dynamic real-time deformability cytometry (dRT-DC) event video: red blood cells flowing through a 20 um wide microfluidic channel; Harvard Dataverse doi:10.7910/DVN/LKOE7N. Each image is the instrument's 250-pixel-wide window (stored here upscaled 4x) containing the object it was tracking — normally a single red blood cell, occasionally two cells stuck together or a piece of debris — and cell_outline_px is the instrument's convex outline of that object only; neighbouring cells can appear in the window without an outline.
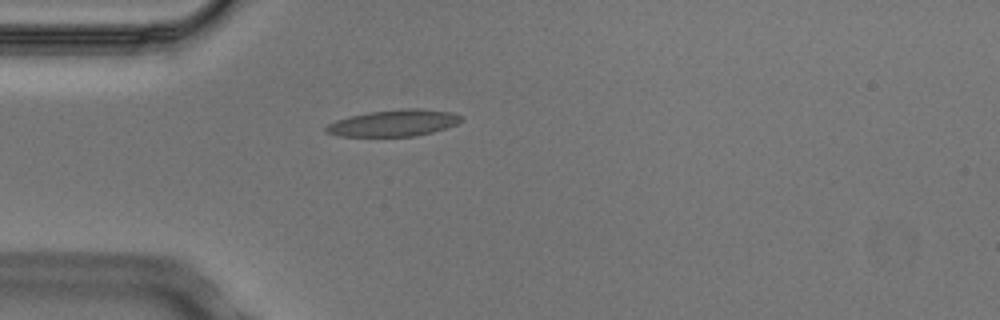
{"species": "Egyptian fruit bat (a non-hibernating species)", "species_latin": "Rousettus aegyptiacus", "temperature_condition": "cold", "stored_images_in_passage": 1, "camera_frame_rate_fps": 3000, "um_per_image_px": 0.085, "animal": {"sex": "male"}, "frame": {"image": 1, "passage_image": 1, "time_ms": 0.0, "image_size_px": [1000, 320], "cell_outline_px": [[464, 120], [456, 124], [432, 132], [416, 136], [340, 136], [324, 132], [324, 128], [328, 124], [336, 120], [352, 116], [372, 112], [404, 108], [416, 108], [452, 112], [464, 116]], "centroid_in_image_um": [33.5, 10.46], "position_along_channel_um": 51.5, "area_um2": 20.81}}